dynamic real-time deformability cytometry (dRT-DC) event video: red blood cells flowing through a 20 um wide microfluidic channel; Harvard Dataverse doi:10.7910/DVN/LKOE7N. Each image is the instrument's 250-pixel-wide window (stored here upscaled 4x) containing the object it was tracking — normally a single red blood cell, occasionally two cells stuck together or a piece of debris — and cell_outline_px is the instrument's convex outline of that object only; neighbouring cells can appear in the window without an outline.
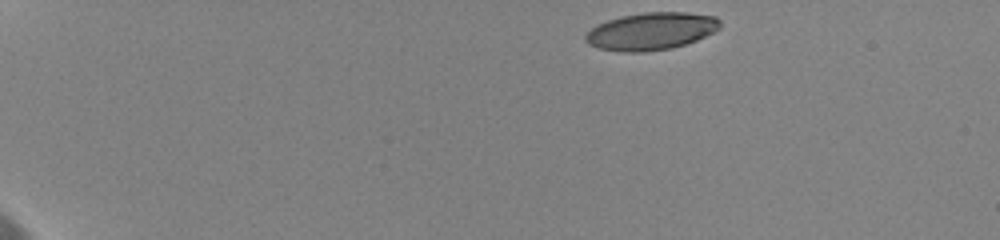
{"species": "human", "species_latin": "Homo sapiens", "temperature_condition": "cold", "stored_images_in_passage": 27, "camera_frame_rate_fps": 3000, "um_per_image_px": 0.085, "donor": {"sex": "female"}, "frame": {"image": 1, "passage_image": 1, "time_ms": 0.0, "image_size_px": [1000, 240], "cell_outline_px": [[720, 28], [696, 40], [672, 48], [644, 52], [624, 52], [596, 48], [588, 44], [584, 40], [584, 36], [592, 28], [608, 20], [620, 16], [644, 12], [684, 12], [716, 16], [720, 20]], "centroid_in_image_um": [55.33, 2.65], "position_along_channel_um": 29.7, "area_um2": 29.3}}